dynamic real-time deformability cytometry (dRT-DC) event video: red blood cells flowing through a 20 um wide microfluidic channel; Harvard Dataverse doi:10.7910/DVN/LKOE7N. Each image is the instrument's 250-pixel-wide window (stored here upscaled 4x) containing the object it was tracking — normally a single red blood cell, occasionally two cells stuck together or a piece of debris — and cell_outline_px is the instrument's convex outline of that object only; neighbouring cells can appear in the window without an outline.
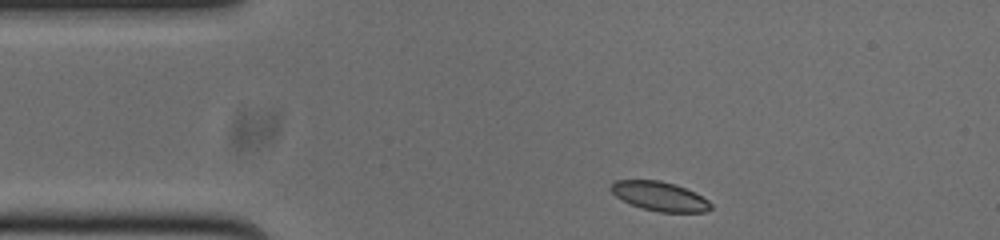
{"species": "common noctule bat (a hibernating species)", "species_latin": "Nyctalus noctula", "temperature_condition": "cold", "stored_images_in_passage": 45, "camera_frame_rate_fps": 3000, "um_per_image_px": 0.085, "animal": {"sex": "male", "body_mass_g": 20.0, "forearm_length_mm": 53.3}, "frame": {"image": 1, "passage_image": 1, "time_ms": 0.0, "image_size_px": [1000, 240], "cell_outline_px": [[712, 208], [704, 212], [660, 212], [644, 208], [632, 204], [616, 196], [608, 188], [612, 180], [660, 180], [676, 184], [696, 192], [708, 200], [712, 204]], "centroid_in_image_um": [56.08, 16.66], "position_along_channel_um": 28.9, "area_um2": 17.11}}
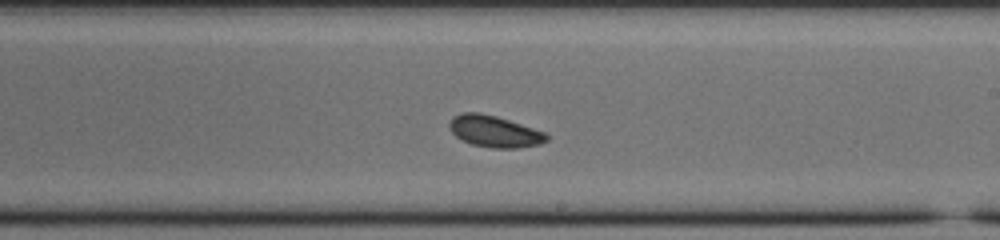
{"frame": {"image": 2, "passage_image": 22, "time_ms": 7.0, "image_size_px": [1000, 240], "cell_outline_px": [[548, 140], [540, 144], [516, 148], [492, 148], [472, 144], [456, 136], [448, 128], [448, 124], [452, 116], [464, 112], [480, 112], [496, 116], [544, 132], [548, 136]], "centroid_in_image_um": [41.99, 11.16], "position_along_channel_um": 247.0, "area_um2": 17.74}}
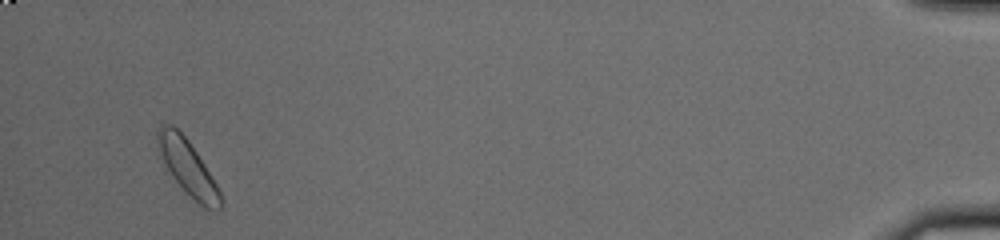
{"frame": {"image": 3, "passage_image": 43, "time_ms": 14.0, "image_size_px": [1000, 240], "cell_outline_px": [[220, 208], [216, 212], [200, 204], [184, 192], [172, 176], [164, 164], [156, 148], [156, 136], [160, 124], [172, 124], [188, 140], [204, 164], [216, 184], [220, 192]], "centroid_in_image_um": [15.89, 14.2], "position_along_channel_um": 419.3, "area_um2": 19.94}, "authors_computed_cell_mechanics": {"area_um2": 17.7446, "velocity_mm_per_s": 3.7117, "shape_relaxation_time_tau1_ms": 7.6299, "shape_relaxation_time_tau2_ms": null, "deformation_change_tau1": 0.116, "deformation_change_tau2": null}}